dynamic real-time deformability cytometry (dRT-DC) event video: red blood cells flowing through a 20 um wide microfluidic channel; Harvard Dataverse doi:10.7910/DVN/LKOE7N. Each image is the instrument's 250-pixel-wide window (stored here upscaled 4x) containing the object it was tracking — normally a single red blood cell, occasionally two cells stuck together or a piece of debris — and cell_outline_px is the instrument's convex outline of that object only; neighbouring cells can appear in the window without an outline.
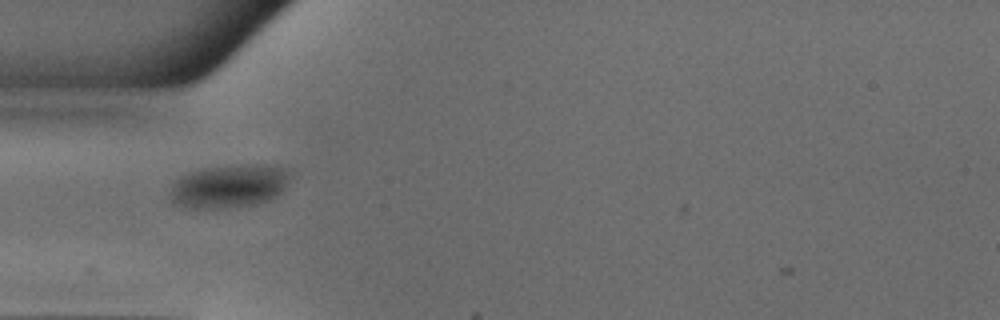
{"species": "common noctule bat (a hibernating species)", "species_latin": "Nyctalus noctula", "temperature_condition": "warm", "stored_images_in_passage": 36, "camera_frame_rate_fps": 3000, "um_per_image_px": 0.085, "animal": {"sex": "male", "body_mass_g": 18.8}, "frame": {"image": 1, "passage_image": 1, "time_ms": 0.0, "image_size_px": [1000, 320], "cell_outline_px": [[288, 176], [284, 188], [272, 200], [260, 204], [236, 208], [180, 208], [172, 204], [172, 184], [176, 180], [192, 172], [204, 168], [244, 164], [264, 164], [280, 168], [288, 172]], "centroid_in_image_um": [19.46, 15.86], "position_along_channel_um": 65.5, "area_um2": 30.35}}
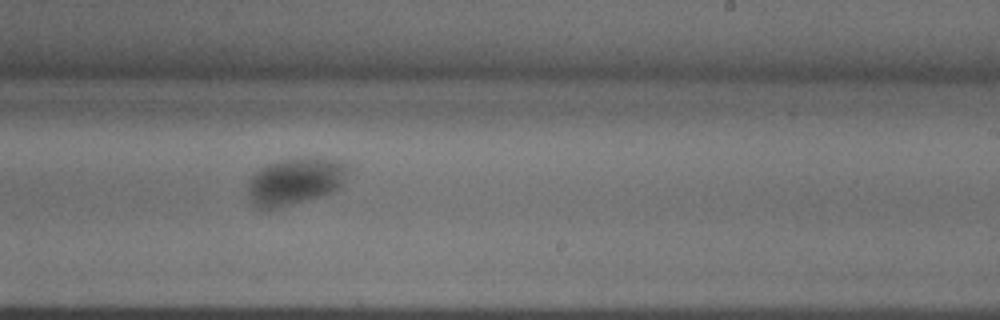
{"frame": {"image": 2, "passage_image": 16, "time_ms": 5.0, "image_size_px": [1000, 320], "cell_outline_px": [[348, 172], [344, 184], [340, 188], [332, 192], [276, 208], [256, 208], [252, 204], [248, 192], [248, 180], [264, 164], [280, 160], [308, 156], [320, 156], [340, 160], [348, 164]], "centroid_in_image_um": [25.13, 15.35], "position_along_channel_um": 263.9, "area_um2": 27.86}}
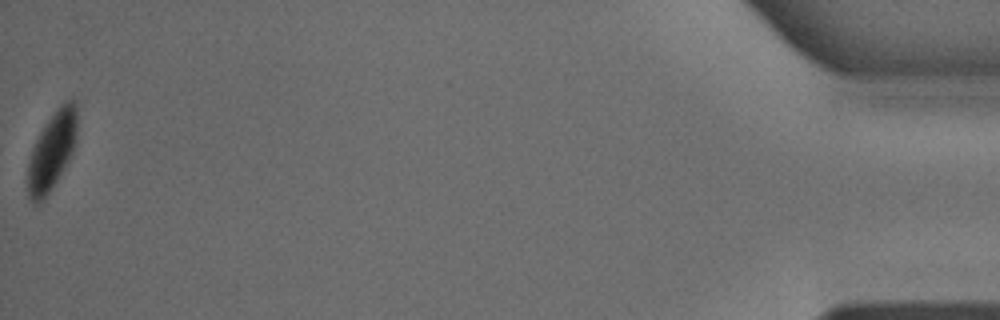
{"frame": {"image": 3, "passage_image": 36, "time_ms": 11.667, "image_size_px": [1000, 320], "cell_outline_px": [[76, 136], [72, 152], [68, 160], [56, 180], [48, 192], [36, 204], [32, 204], [28, 196], [24, 180], [32, 148], [40, 132], [48, 120], [60, 104], [72, 96], [76, 104]], "centroid_in_image_um": [4.37, 12.83], "position_along_channel_um": 430.8, "area_um2": 22.31}}